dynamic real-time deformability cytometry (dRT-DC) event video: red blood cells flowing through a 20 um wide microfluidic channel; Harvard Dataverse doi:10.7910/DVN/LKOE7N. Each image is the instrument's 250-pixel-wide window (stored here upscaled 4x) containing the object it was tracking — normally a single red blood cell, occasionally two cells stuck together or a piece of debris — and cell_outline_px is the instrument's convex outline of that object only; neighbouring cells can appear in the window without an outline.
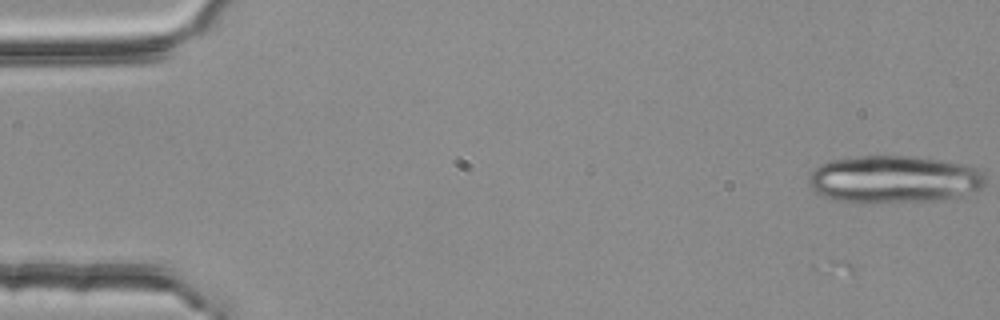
{"species": "common noctule bat (a hibernating species)", "species_latin": "Nyctalus noctula", "temperature_condition": "room temperature", "stored_images_in_passage": 7, "camera_frame_rate_fps": 3000, "um_per_image_px": 0.085, "animal": {"sex": "female", "body_mass_g": 25.1}, "frame": {"image": 1, "passage_image": 2, "time_ms": 0.333, "image_size_px": [1000, 320], "cell_outline_px": [[984, 184], [980, 188], [944, 200], [860, 204], [832, 200], [816, 192], [808, 184], [808, 176], [820, 164], [832, 160], [856, 156], [912, 156], [968, 164], [984, 172]], "centroid_in_image_um": [75.95, 15.25], "position_along_channel_um": 9.1, "area_um2": 49.36}}